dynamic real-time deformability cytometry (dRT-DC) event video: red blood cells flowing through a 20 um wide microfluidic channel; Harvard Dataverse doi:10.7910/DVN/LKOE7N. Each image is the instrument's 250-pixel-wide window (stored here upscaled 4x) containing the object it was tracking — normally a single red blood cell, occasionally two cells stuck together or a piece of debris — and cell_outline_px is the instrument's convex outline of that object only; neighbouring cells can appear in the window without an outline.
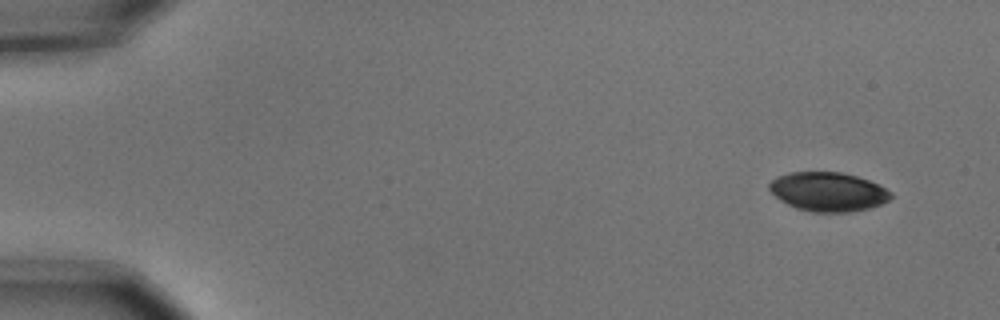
{"species": "common noctule bat (a hibernating species)", "species_latin": "Nyctalus noctula", "temperature_condition": "cold", "stored_images_in_passage": 10, "camera_frame_rate_fps": 3000, "um_per_image_px": 0.085, "animal": {"sex": "male", "body_mass_g": 15.6}, "frame": {"image": 1, "passage_image": 1, "time_ms": 0.0, "image_size_px": [1000, 320], "cell_outline_px": [[892, 196], [888, 200], [880, 204], [868, 208], [848, 212], [812, 212], [796, 208], [780, 200], [768, 188], [768, 184], [776, 176], [788, 172], [840, 172], [856, 176], [868, 180], [892, 192]], "centroid_in_image_um": [70.35, 16.29], "position_along_channel_um": 14.6, "area_um2": 27.51}}
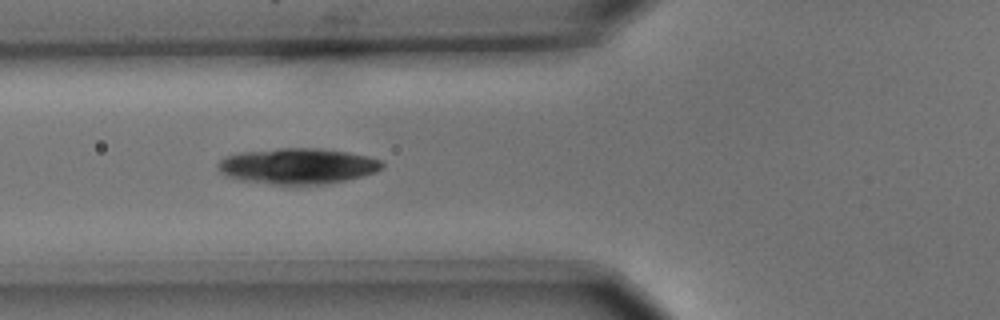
{"frame": {"image": 2, "passage_image": 6, "time_ms": 1.667, "image_size_px": [1000, 320], "cell_outline_px": [[384, 164], [376, 172], [344, 180], [324, 184], [288, 188], [240, 180], [228, 176], [220, 172], [216, 168], [216, 164], [224, 156], [240, 152], [280, 148], [320, 148], [348, 152], [368, 156], [380, 160]], "centroid_in_image_um": [25.23, 14.15], "position_along_channel_um": 100.6, "area_um2": 35.14}}
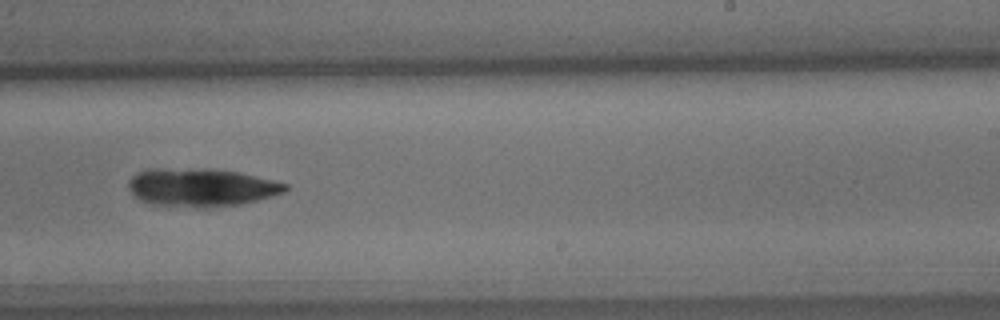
{"frame": {"image": 3, "passage_image": 10, "time_ms": 3.0, "image_size_px": [1000, 320], "cell_outline_px": [[288, 188], [284, 192], [256, 200], [240, 204], [212, 208], [196, 208], [152, 204], [140, 200], [128, 188], [128, 180], [136, 172], [148, 168], [212, 168], [240, 172], [288, 184]], "centroid_in_image_um": [17.07, 15.92], "position_along_channel_um": 271.9, "area_um2": 35.32}}